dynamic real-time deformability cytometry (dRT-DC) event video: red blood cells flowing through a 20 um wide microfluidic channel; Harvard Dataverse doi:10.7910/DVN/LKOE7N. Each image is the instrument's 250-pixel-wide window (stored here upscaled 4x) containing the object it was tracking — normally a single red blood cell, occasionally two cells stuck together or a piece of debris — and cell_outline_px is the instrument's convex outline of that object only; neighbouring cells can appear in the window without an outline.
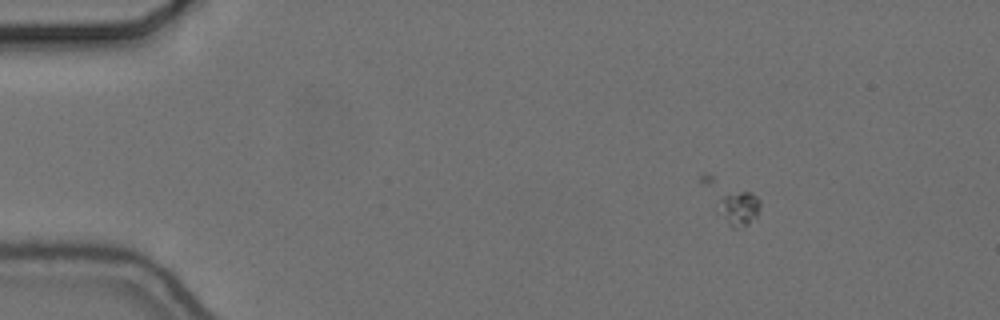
{"species": "common noctule bat (a hibernating species)", "species_latin": "Nyctalus noctula", "temperature_condition": "cold", "stored_images_in_passage": 34, "camera_frame_rate_fps": 3000, "um_per_image_px": 0.085, "animal": {"sex": "female", "body_mass_g": 24.6, "forearm_length_mm": 56.2}, "frame": {"image": 1, "passage_image": 9, "time_ms": 2.667, "image_size_px": [1000, 320], "cell_outline_px": [[760, 208], [756, 216], [748, 224], [736, 228], [732, 228], [712, 208], [700, 180], [700, 176], [704, 172], [752, 192], [760, 200]], "centroid_in_image_um": [62.1, 17.08], "position_along_channel_um": 22.9, "area_um2": 13.87}}
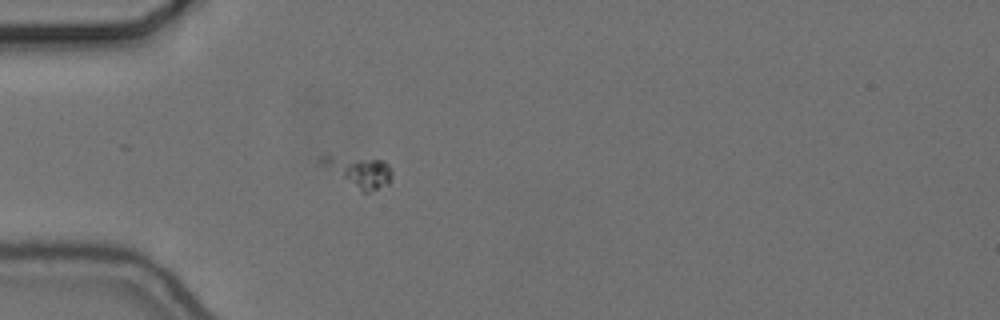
{"frame": {"image": 2, "passage_image": 18, "time_ms": 5.667, "image_size_px": [1000, 320], "cell_outline_px": [[392, 176], [388, 184], [368, 192], [360, 192], [320, 164], [316, 160], [320, 156], [332, 156], [384, 160], [388, 164], [392, 172]], "centroid_in_image_um": [30.5, 14.58], "position_along_channel_um": 54.5, "area_um2": 12.6}}
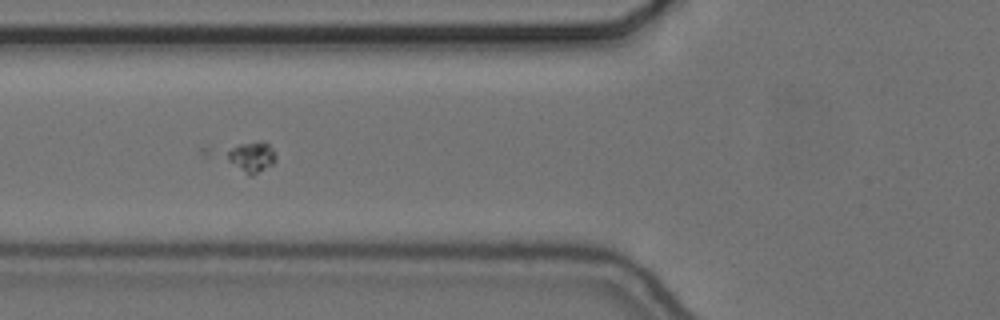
{"frame": {"image": 3, "passage_image": 23, "time_ms": 7.333, "image_size_px": [1000, 320], "cell_outline_px": [[276, 160], [272, 164], [252, 176], [248, 176], [204, 156], [200, 152], [200, 148], [260, 140], [268, 144], [272, 148], [276, 156]], "centroid_in_image_um": [20.62, 13.28], "position_along_channel_um": 105.2, "area_um2": 12.31}}